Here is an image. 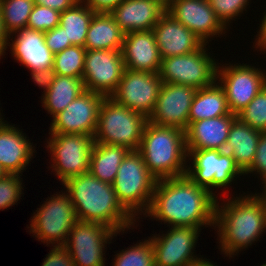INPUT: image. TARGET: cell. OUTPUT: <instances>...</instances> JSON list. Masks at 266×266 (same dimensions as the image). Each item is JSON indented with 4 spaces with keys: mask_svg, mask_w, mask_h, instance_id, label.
<instances>
[{
    "mask_svg": "<svg viewBox=\"0 0 266 266\" xmlns=\"http://www.w3.org/2000/svg\"><path fill=\"white\" fill-rule=\"evenodd\" d=\"M62 185L75 207L78 221L107 225L119 234L135 226L138 219L118 201L112 184L86 172L67 179Z\"/></svg>",
    "mask_w": 266,
    "mask_h": 266,
    "instance_id": "obj_2",
    "label": "cell"
},
{
    "mask_svg": "<svg viewBox=\"0 0 266 266\" xmlns=\"http://www.w3.org/2000/svg\"><path fill=\"white\" fill-rule=\"evenodd\" d=\"M126 249L116 253L112 266H155L150 237Z\"/></svg>",
    "mask_w": 266,
    "mask_h": 266,
    "instance_id": "obj_33",
    "label": "cell"
},
{
    "mask_svg": "<svg viewBox=\"0 0 266 266\" xmlns=\"http://www.w3.org/2000/svg\"><path fill=\"white\" fill-rule=\"evenodd\" d=\"M231 198L228 202L222 200L223 205H219L217 199L214 221L219 236L218 249L229 258L252 246L266 232L265 210L254 194Z\"/></svg>",
    "mask_w": 266,
    "mask_h": 266,
    "instance_id": "obj_3",
    "label": "cell"
},
{
    "mask_svg": "<svg viewBox=\"0 0 266 266\" xmlns=\"http://www.w3.org/2000/svg\"><path fill=\"white\" fill-rule=\"evenodd\" d=\"M237 118L258 131L266 132V85L255 98L237 114Z\"/></svg>",
    "mask_w": 266,
    "mask_h": 266,
    "instance_id": "obj_34",
    "label": "cell"
},
{
    "mask_svg": "<svg viewBox=\"0 0 266 266\" xmlns=\"http://www.w3.org/2000/svg\"><path fill=\"white\" fill-rule=\"evenodd\" d=\"M20 176L22 174H6L0 178V210L16 205L21 199L24 187Z\"/></svg>",
    "mask_w": 266,
    "mask_h": 266,
    "instance_id": "obj_36",
    "label": "cell"
},
{
    "mask_svg": "<svg viewBox=\"0 0 266 266\" xmlns=\"http://www.w3.org/2000/svg\"><path fill=\"white\" fill-rule=\"evenodd\" d=\"M85 47L72 45L54 55L53 69L56 75L83 77Z\"/></svg>",
    "mask_w": 266,
    "mask_h": 266,
    "instance_id": "obj_32",
    "label": "cell"
},
{
    "mask_svg": "<svg viewBox=\"0 0 266 266\" xmlns=\"http://www.w3.org/2000/svg\"><path fill=\"white\" fill-rule=\"evenodd\" d=\"M167 12L192 31L204 44H209L208 41H211L209 38L221 36L227 30L207 0H172Z\"/></svg>",
    "mask_w": 266,
    "mask_h": 266,
    "instance_id": "obj_18",
    "label": "cell"
},
{
    "mask_svg": "<svg viewBox=\"0 0 266 266\" xmlns=\"http://www.w3.org/2000/svg\"><path fill=\"white\" fill-rule=\"evenodd\" d=\"M197 89L187 85L164 83L148 121L161 126H171L186 131L189 112Z\"/></svg>",
    "mask_w": 266,
    "mask_h": 266,
    "instance_id": "obj_17",
    "label": "cell"
},
{
    "mask_svg": "<svg viewBox=\"0 0 266 266\" xmlns=\"http://www.w3.org/2000/svg\"><path fill=\"white\" fill-rule=\"evenodd\" d=\"M5 122H0V165L7 174L20 175L32 160L35 146L23 131Z\"/></svg>",
    "mask_w": 266,
    "mask_h": 266,
    "instance_id": "obj_22",
    "label": "cell"
},
{
    "mask_svg": "<svg viewBox=\"0 0 266 266\" xmlns=\"http://www.w3.org/2000/svg\"><path fill=\"white\" fill-rule=\"evenodd\" d=\"M138 151L157 180L186 175L188 161L185 131L180 128L148 121Z\"/></svg>",
    "mask_w": 266,
    "mask_h": 266,
    "instance_id": "obj_4",
    "label": "cell"
},
{
    "mask_svg": "<svg viewBox=\"0 0 266 266\" xmlns=\"http://www.w3.org/2000/svg\"><path fill=\"white\" fill-rule=\"evenodd\" d=\"M227 65L218 63L216 81L225 92L231 113L237 115L266 85V72L244 63Z\"/></svg>",
    "mask_w": 266,
    "mask_h": 266,
    "instance_id": "obj_12",
    "label": "cell"
},
{
    "mask_svg": "<svg viewBox=\"0 0 266 266\" xmlns=\"http://www.w3.org/2000/svg\"><path fill=\"white\" fill-rule=\"evenodd\" d=\"M30 75L32 76L33 81L38 85V87L44 89L43 92L45 93L54 81L56 73L53 67H50L47 69L32 71Z\"/></svg>",
    "mask_w": 266,
    "mask_h": 266,
    "instance_id": "obj_41",
    "label": "cell"
},
{
    "mask_svg": "<svg viewBox=\"0 0 266 266\" xmlns=\"http://www.w3.org/2000/svg\"><path fill=\"white\" fill-rule=\"evenodd\" d=\"M117 235L107 225L77 221L63 246L71 255L74 266H105V246Z\"/></svg>",
    "mask_w": 266,
    "mask_h": 266,
    "instance_id": "obj_11",
    "label": "cell"
},
{
    "mask_svg": "<svg viewBox=\"0 0 266 266\" xmlns=\"http://www.w3.org/2000/svg\"><path fill=\"white\" fill-rule=\"evenodd\" d=\"M266 11V10H265ZM263 19L261 23L259 24L260 28L258 29L259 31L257 32V35L255 37V47L260 49L261 52L262 50L266 47V13L263 14Z\"/></svg>",
    "mask_w": 266,
    "mask_h": 266,
    "instance_id": "obj_44",
    "label": "cell"
},
{
    "mask_svg": "<svg viewBox=\"0 0 266 266\" xmlns=\"http://www.w3.org/2000/svg\"><path fill=\"white\" fill-rule=\"evenodd\" d=\"M148 118L126 108L111 97H104L98 114L94 142L138 150Z\"/></svg>",
    "mask_w": 266,
    "mask_h": 266,
    "instance_id": "obj_6",
    "label": "cell"
},
{
    "mask_svg": "<svg viewBox=\"0 0 266 266\" xmlns=\"http://www.w3.org/2000/svg\"><path fill=\"white\" fill-rule=\"evenodd\" d=\"M121 52L126 69L159 73L161 57L152 30L124 34Z\"/></svg>",
    "mask_w": 266,
    "mask_h": 266,
    "instance_id": "obj_21",
    "label": "cell"
},
{
    "mask_svg": "<svg viewBox=\"0 0 266 266\" xmlns=\"http://www.w3.org/2000/svg\"><path fill=\"white\" fill-rule=\"evenodd\" d=\"M166 10L152 0H123L110 14L126 34L152 30Z\"/></svg>",
    "mask_w": 266,
    "mask_h": 266,
    "instance_id": "obj_23",
    "label": "cell"
},
{
    "mask_svg": "<svg viewBox=\"0 0 266 266\" xmlns=\"http://www.w3.org/2000/svg\"><path fill=\"white\" fill-rule=\"evenodd\" d=\"M207 45L192 53L162 58L158 73L161 80L196 89L213 85L217 80L218 62L206 52Z\"/></svg>",
    "mask_w": 266,
    "mask_h": 266,
    "instance_id": "obj_8",
    "label": "cell"
},
{
    "mask_svg": "<svg viewBox=\"0 0 266 266\" xmlns=\"http://www.w3.org/2000/svg\"><path fill=\"white\" fill-rule=\"evenodd\" d=\"M7 173L4 171V169L1 167L0 165V178H2L4 175H6Z\"/></svg>",
    "mask_w": 266,
    "mask_h": 266,
    "instance_id": "obj_49",
    "label": "cell"
},
{
    "mask_svg": "<svg viewBox=\"0 0 266 266\" xmlns=\"http://www.w3.org/2000/svg\"><path fill=\"white\" fill-rule=\"evenodd\" d=\"M189 160H192V165H187L186 176L214 195V188L225 189L244 175L229 152L214 149L187 150Z\"/></svg>",
    "mask_w": 266,
    "mask_h": 266,
    "instance_id": "obj_9",
    "label": "cell"
},
{
    "mask_svg": "<svg viewBox=\"0 0 266 266\" xmlns=\"http://www.w3.org/2000/svg\"><path fill=\"white\" fill-rule=\"evenodd\" d=\"M124 33L110 13L96 12L90 22L86 50H122Z\"/></svg>",
    "mask_w": 266,
    "mask_h": 266,
    "instance_id": "obj_26",
    "label": "cell"
},
{
    "mask_svg": "<svg viewBox=\"0 0 266 266\" xmlns=\"http://www.w3.org/2000/svg\"><path fill=\"white\" fill-rule=\"evenodd\" d=\"M49 140V141H48ZM46 148L50 149L51 168L64 183L67 179L89 172L90 156L94 145L91 135L50 134Z\"/></svg>",
    "mask_w": 266,
    "mask_h": 266,
    "instance_id": "obj_10",
    "label": "cell"
},
{
    "mask_svg": "<svg viewBox=\"0 0 266 266\" xmlns=\"http://www.w3.org/2000/svg\"><path fill=\"white\" fill-rule=\"evenodd\" d=\"M84 90L82 78L56 75L50 88L42 95V107L54 118Z\"/></svg>",
    "mask_w": 266,
    "mask_h": 266,
    "instance_id": "obj_29",
    "label": "cell"
},
{
    "mask_svg": "<svg viewBox=\"0 0 266 266\" xmlns=\"http://www.w3.org/2000/svg\"><path fill=\"white\" fill-rule=\"evenodd\" d=\"M263 184V191L262 193H255V197L262 203L263 209L265 210L266 214V181L262 183Z\"/></svg>",
    "mask_w": 266,
    "mask_h": 266,
    "instance_id": "obj_46",
    "label": "cell"
},
{
    "mask_svg": "<svg viewBox=\"0 0 266 266\" xmlns=\"http://www.w3.org/2000/svg\"><path fill=\"white\" fill-rule=\"evenodd\" d=\"M79 1L81 0H34V3L62 13L74 7Z\"/></svg>",
    "mask_w": 266,
    "mask_h": 266,
    "instance_id": "obj_42",
    "label": "cell"
},
{
    "mask_svg": "<svg viewBox=\"0 0 266 266\" xmlns=\"http://www.w3.org/2000/svg\"><path fill=\"white\" fill-rule=\"evenodd\" d=\"M156 183L157 179L146 167L142 155L134 150L123 159L112 186L121 205L139 219L138 215H144L150 207Z\"/></svg>",
    "mask_w": 266,
    "mask_h": 266,
    "instance_id": "obj_5",
    "label": "cell"
},
{
    "mask_svg": "<svg viewBox=\"0 0 266 266\" xmlns=\"http://www.w3.org/2000/svg\"><path fill=\"white\" fill-rule=\"evenodd\" d=\"M237 115L230 113L217 118L192 122L185 131L186 150L214 149L223 151L230 126Z\"/></svg>",
    "mask_w": 266,
    "mask_h": 266,
    "instance_id": "obj_24",
    "label": "cell"
},
{
    "mask_svg": "<svg viewBox=\"0 0 266 266\" xmlns=\"http://www.w3.org/2000/svg\"><path fill=\"white\" fill-rule=\"evenodd\" d=\"M94 12L110 13L123 0H82Z\"/></svg>",
    "mask_w": 266,
    "mask_h": 266,
    "instance_id": "obj_43",
    "label": "cell"
},
{
    "mask_svg": "<svg viewBox=\"0 0 266 266\" xmlns=\"http://www.w3.org/2000/svg\"><path fill=\"white\" fill-rule=\"evenodd\" d=\"M211 8L214 10L216 17L221 24L227 27L230 23L240 17L243 11L249 5V0H207ZM232 20V21H231ZM230 22V23H229ZM228 24V25H227Z\"/></svg>",
    "mask_w": 266,
    "mask_h": 266,
    "instance_id": "obj_35",
    "label": "cell"
},
{
    "mask_svg": "<svg viewBox=\"0 0 266 266\" xmlns=\"http://www.w3.org/2000/svg\"><path fill=\"white\" fill-rule=\"evenodd\" d=\"M44 202L37 208V213H33L29 232L44 244L64 245L70 230L78 221L70 196L65 191L50 196Z\"/></svg>",
    "mask_w": 266,
    "mask_h": 266,
    "instance_id": "obj_7",
    "label": "cell"
},
{
    "mask_svg": "<svg viewBox=\"0 0 266 266\" xmlns=\"http://www.w3.org/2000/svg\"><path fill=\"white\" fill-rule=\"evenodd\" d=\"M249 173L259 174L262 183L266 181V132L261 133L254 160L244 175Z\"/></svg>",
    "mask_w": 266,
    "mask_h": 266,
    "instance_id": "obj_38",
    "label": "cell"
},
{
    "mask_svg": "<svg viewBox=\"0 0 266 266\" xmlns=\"http://www.w3.org/2000/svg\"><path fill=\"white\" fill-rule=\"evenodd\" d=\"M0 111H1V110H0ZM1 116H2V115H1V113H0V122L4 119V118H2Z\"/></svg>",
    "mask_w": 266,
    "mask_h": 266,
    "instance_id": "obj_50",
    "label": "cell"
},
{
    "mask_svg": "<svg viewBox=\"0 0 266 266\" xmlns=\"http://www.w3.org/2000/svg\"><path fill=\"white\" fill-rule=\"evenodd\" d=\"M34 5V0H0L3 28L8 35L27 28Z\"/></svg>",
    "mask_w": 266,
    "mask_h": 266,
    "instance_id": "obj_31",
    "label": "cell"
},
{
    "mask_svg": "<svg viewBox=\"0 0 266 266\" xmlns=\"http://www.w3.org/2000/svg\"><path fill=\"white\" fill-rule=\"evenodd\" d=\"M8 34L5 32L2 23L1 11H0V59L5 56V51L7 50L8 44Z\"/></svg>",
    "mask_w": 266,
    "mask_h": 266,
    "instance_id": "obj_45",
    "label": "cell"
},
{
    "mask_svg": "<svg viewBox=\"0 0 266 266\" xmlns=\"http://www.w3.org/2000/svg\"><path fill=\"white\" fill-rule=\"evenodd\" d=\"M216 195L188 176L157 180L151 204L144 214L171 227H214Z\"/></svg>",
    "mask_w": 266,
    "mask_h": 266,
    "instance_id": "obj_1",
    "label": "cell"
},
{
    "mask_svg": "<svg viewBox=\"0 0 266 266\" xmlns=\"http://www.w3.org/2000/svg\"><path fill=\"white\" fill-rule=\"evenodd\" d=\"M162 84L158 73L125 68L116 90L110 97L120 105L149 118L155 108Z\"/></svg>",
    "mask_w": 266,
    "mask_h": 266,
    "instance_id": "obj_13",
    "label": "cell"
},
{
    "mask_svg": "<svg viewBox=\"0 0 266 266\" xmlns=\"http://www.w3.org/2000/svg\"><path fill=\"white\" fill-rule=\"evenodd\" d=\"M44 38L46 46L54 55L72 46L70 42H66L64 28L60 25L44 32Z\"/></svg>",
    "mask_w": 266,
    "mask_h": 266,
    "instance_id": "obj_39",
    "label": "cell"
},
{
    "mask_svg": "<svg viewBox=\"0 0 266 266\" xmlns=\"http://www.w3.org/2000/svg\"><path fill=\"white\" fill-rule=\"evenodd\" d=\"M261 131L236 118L230 126L223 151L229 152L240 170L245 173L254 160Z\"/></svg>",
    "mask_w": 266,
    "mask_h": 266,
    "instance_id": "obj_25",
    "label": "cell"
},
{
    "mask_svg": "<svg viewBox=\"0 0 266 266\" xmlns=\"http://www.w3.org/2000/svg\"><path fill=\"white\" fill-rule=\"evenodd\" d=\"M129 151L126 147L95 142L91 151L89 172L102 182L112 184Z\"/></svg>",
    "mask_w": 266,
    "mask_h": 266,
    "instance_id": "obj_28",
    "label": "cell"
},
{
    "mask_svg": "<svg viewBox=\"0 0 266 266\" xmlns=\"http://www.w3.org/2000/svg\"><path fill=\"white\" fill-rule=\"evenodd\" d=\"M8 46L14 59L31 72L53 67L54 54L46 46L44 32L29 28L17 30L8 36Z\"/></svg>",
    "mask_w": 266,
    "mask_h": 266,
    "instance_id": "obj_20",
    "label": "cell"
},
{
    "mask_svg": "<svg viewBox=\"0 0 266 266\" xmlns=\"http://www.w3.org/2000/svg\"><path fill=\"white\" fill-rule=\"evenodd\" d=\"M60 12L35 4L29 15L27 28L47 32L60 25Z\"/></svg>",
    "mask_w": 266,
    "mask_h": 266,
    "instance_id": "obj_37",
    "label": "cell"
},
{
    "mask_svg": "<svg viewBox=\"0 0 266 266\" xmlns=\"http://www.w3.org/2000/svg\"><path fill=\"white\" fill-rule=\"evenodd\" d=\"M124 70L121 50H86L82 77L84 88L110 97Z\"/></svg>",
    "mask_w": 266,
    "mask_h": 266,
    "instance_id": "obj_16",
    "label": "cell"
},
{
    "mask_svg": "<svg viewBox=\"0 0 266 266\" xmlns=\"http://www.w3.org/2000/svg\"><path fill=\"white\" fill-rule=\"evenodd\" d=\"M225 92L216 81L213 85L197 89L189 112V125L203 119L230 114Z\"/></svg>",
    "mask_w": 266,
    "mask_h": 266,
    "instance_id": "obj_27",
    "label": "cell"
},
{
    "mask_svg": "<svg viewBox=\"0 0 266 266\" xmlns=\"http://www.w3.org/2000/svg\"><path fill=\"white\" fill-rule=\"evenodd\" d=\"M192 266H217V265H215V263L213 264L211 261L204 258L203 260H201L198 263L193 264Z\"/></svg>",
    "mask_w": 266,
    "mask_h": 266,
    "instance_id": "obj_48",
    "label": "cell"
},
{
    "mask_svg": "<svg viewBox=\"0 0 266 266\" xmlns=\"http://www.w3.org/2000/svg\"><path fill=\"white\" fill-rule=\"evenodd\" d=\"M162 6L166 11L170 8L172 0H152Z\"/></svg>",
    "mask_w": 266,
    "mask_h": 266,
    "instance_id": "obj_47",
    "label": "cell"
},
{
    "mask_svg": "<svg viewBox=\"0 0 266 266\" xmlns=\"http://www.w3.org/2000/svg\"><path fill=\"white\" fill-rule=\"evenodd\" d=\"M41 266H74L71 255L63 245H54Z\"/></svg>",
    "mask_w": 266,
    "mask_h": 266,
    "instance_id": "obj_40",
    "label": "cell"
},
{
    "mask_svg": "<svg viewBox=\"0 0 266 266\" xmlns=\"http://www.w3.org/2000/svg\"><path fill=\"white\" fill-rule=\"evenodd\" d=\"M105 96L84 90L51 121L49 134H83L94 137L100 105Z\"/></svg>",
    "mask_w": 266,
    "mask_h": 266,
    "instance_id": "obj_15",
    "label": "cell"
},
{
    "mask_svg": "<svg viewBox=\"0 0 266 266\" xmlns=\"http://www.w3.org/2000/svg\"><path fill=\"white\" fill-rule=\"evenodd\" d=\"M152 31L161 59L192 53L204 45L200 38L167 11L161 16Z\"/></svg>",
    "mask_w": 266,
    "mask_h": 266,
    "instance_id": "obj_19",
    "label": "cell"
},
{
    "mask_svg": "<svg viewBox=\"0 0 266 266\" xmlns=\"http://www.w3.org/2000/svg\"><path fill=\"white\" fill-rule=\"evenodd\" d=\"M94 12L82 0L74 7L60 14V26L64 28L66 42L75 46H85L87 31Z\"/></svg>",
    "mask_w": 266,
    "mask_h": 266,
    "instance_id": "obj_30",
    "label": "cell"
},
{
    "mask_svg": "<svg viewBox=\"0 0 266 266\" xmlns=\"http://www.w3.org/2000/svg\"><path fill=\"white\" fill-rule=\"evenodd\" d=\"M201 228L171 227L167 233L150 238L155 266H192L203 260L194 253Z\"/></svg>",
    "mask_w": 266,
    "mask_h": 266,
    "instance_id": "obj_14",
    "label": "cell"
}]
</instances>
